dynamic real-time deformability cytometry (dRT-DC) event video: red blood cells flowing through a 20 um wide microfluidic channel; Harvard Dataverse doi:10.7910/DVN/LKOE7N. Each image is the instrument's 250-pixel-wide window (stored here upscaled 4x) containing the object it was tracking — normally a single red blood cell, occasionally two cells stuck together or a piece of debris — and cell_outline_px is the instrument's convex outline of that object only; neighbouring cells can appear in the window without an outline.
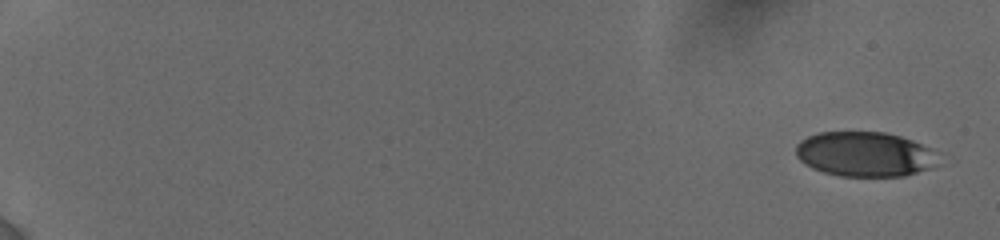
{"species": "human", "species_latin": "Homo sapiens", "temperature_condition": "cold", "stored_images_in_passage": 9, "camera_frame_rate_fps": 3000, "um_per_image_px": 0.085, "donor": {"sex": "female"}, "frame": {"image": 1, "passage_image": 1, "time_ms": 0.0, "image_size_px": [1000, 240], "cell_outline_px": [[936, 164], [932, 168], [904, 176], [840, 176], [824, 172], [812, 168], [804, 164], [796, 156], [796, 144], [800, 140], [808, 136], [820, 132], [884, 132], [900, 136], [912, 140], [932, 148]], "centroid_in_image_um": [73.47, 13.1], "position_along_channel_um": 11.5, "area_um2": 37.17}}
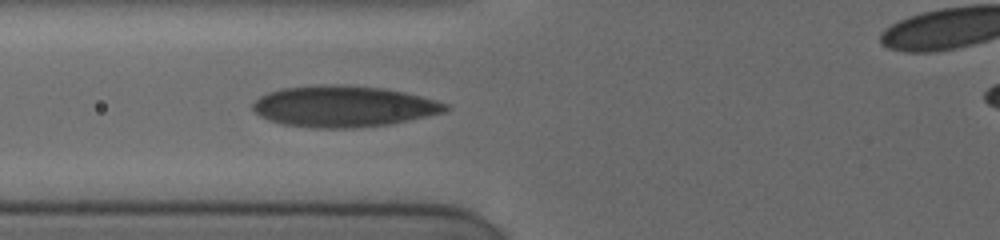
{"frame": {"image": 2, "passage_image": 8, "time_ms": 7.667, "image_size_px": [1000, 240], "cell_outline_px": [[448, 108], [444, 112], [408, 120], [388, 124], [352, 128], [316, 128], [280, 124], [268, 120], [260, 116], [252, 108], [252, 104], [260, 96], [268, 92], [284, 88], [332, 84], [384, 88], [404, 92], [436, 100], [448, 104]], "centroid_in_image_um": [29.17, 9.05], "position_along_channel_um": 96.6, "area_um2": 45.89}}